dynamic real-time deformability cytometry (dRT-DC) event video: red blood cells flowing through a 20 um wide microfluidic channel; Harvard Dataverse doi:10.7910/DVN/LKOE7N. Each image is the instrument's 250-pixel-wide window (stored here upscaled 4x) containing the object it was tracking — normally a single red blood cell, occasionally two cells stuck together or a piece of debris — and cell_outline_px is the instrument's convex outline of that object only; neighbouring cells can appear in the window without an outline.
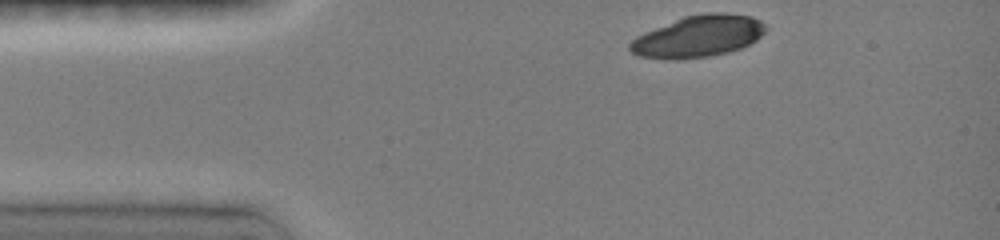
{"species": "common noctule bat (a hibernating species)", "species_latin": "Nyctalus noctula", "temperature_condition": "room temperature", "stored_images_in_passage": 36, "camera_frame_rate_fps": 3000, "um_per_image_px": 0.085, "animal": {"sex": "female", "body_mass_g": 19.0, "forearm_length_mm": 51.5}, "frame": {"image": 1, "passage_image": 1, "time_ms": 0.0, "image_size_px": [1000, 240], "cell_outline_px": [[768, 28], [756, 40], [740, 48], [728, 52], [708, 56], [676, 60], [640, 56], [632, 52], [628, 48], [628, 44], [636, 36], [644, 32], [684, 16], [704, 12], [724, 12], [752, 16], [760, 20]], "centroid_in_image_um": [59.35, 3.07], "position_along_channel_um": 25.6, "area_um2": 33.0}}